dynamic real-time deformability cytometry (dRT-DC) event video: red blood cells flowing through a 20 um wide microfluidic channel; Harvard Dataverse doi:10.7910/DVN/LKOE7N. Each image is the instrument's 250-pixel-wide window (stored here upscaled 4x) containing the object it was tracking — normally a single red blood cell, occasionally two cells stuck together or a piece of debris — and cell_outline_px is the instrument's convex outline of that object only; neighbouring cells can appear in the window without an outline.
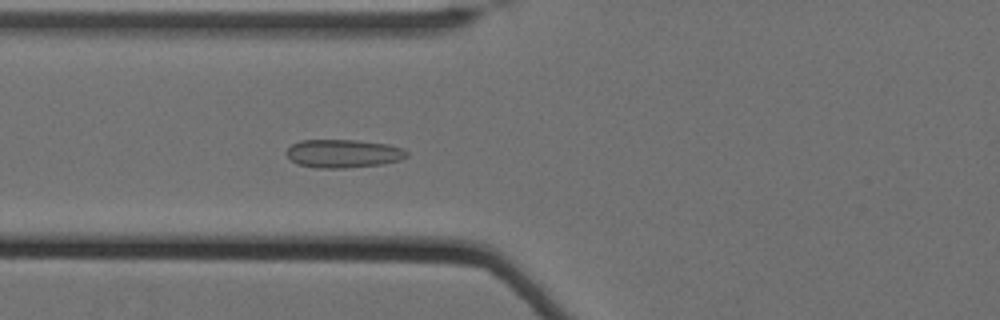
{"species": "Egyptian fruit bat (a non-hibernating species)", "species_latin": "Rousettus aegyptiacus", "temperature_condition": "cold", "stored_images_in_passage": 50, "camera_frame_rate_fps": 3000, "um_per_image_px": 0.085, "animal": {"sex": "female"}, "frame": {"image": 1, "passage_image": 15, "time_ms": 4.667, "image_size_px": [1000, 320], "cell_outline_px": [[408, 156], [400, 160], [384, 164], [344, 168], [316, 168], [300, 164], [292, 160], [284, 152], [292, 144], [300, 140], [356, 140], [388, 144], [404, 148], [408, 152]], "centroid_in_image_um": [29.21, 13.05], "position_along_channel_um": 96.6, "area_um2": 19.94}}
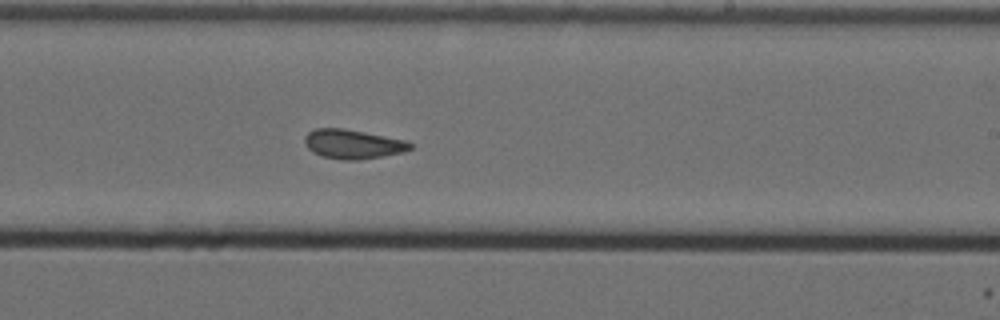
{"frame": {"image": 2, "passage_image": 29, "time_ms": 9.333, "image_size_px": [1000, 320], "cell_outline_px": [[412, 148], [404, 152], [360, 160], [340, 160], [320, 156], [312, 152], [304, 144], [304, 136], [308, 132], [316, 128], [344, 128], [404, 140], [412, 144]], "centroid_in_image_um": [29.94, 12.26], "position_along_channel_um": 259.1, "area_um2": 18.09}}
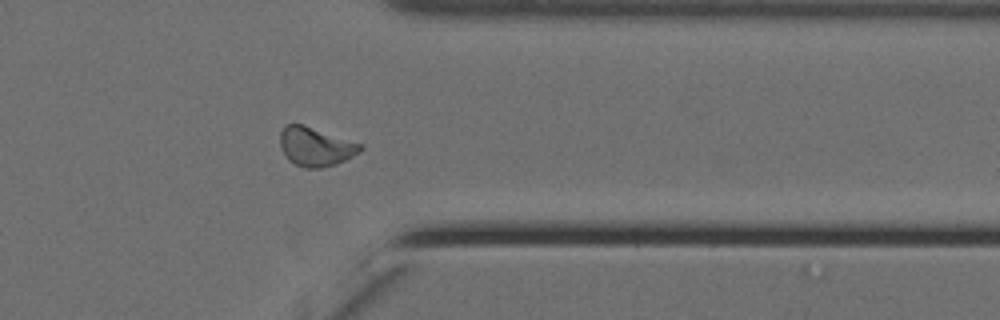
{"frame": {"image": 3, "passage_image": 40, "time_ms": 13.0, "image_size_px": [1000, 320], "cell_outline_px": [[364, 148], [360, 152], [336, 164], [320, 168], [304, 168], [288, 160], [280, 148], [280, 132], [284, 124], [300, 124], [364, 144]], "centroid_in_image_um": [26.82, 12.47], "position_along_channel_um": 384.6, "area_um2": 18.21}, "authors_computed_cell_mechanics": {"area_um2": 18.0047, "velocity_mm_per_s": 3.4607, "shape_relaxation_time_tau1_ms": null, "shape_relaxation_time_tau2_ms": 1.8906, "deformation_change_tau1": null, "deformation_change_tau2": 0.0766}}